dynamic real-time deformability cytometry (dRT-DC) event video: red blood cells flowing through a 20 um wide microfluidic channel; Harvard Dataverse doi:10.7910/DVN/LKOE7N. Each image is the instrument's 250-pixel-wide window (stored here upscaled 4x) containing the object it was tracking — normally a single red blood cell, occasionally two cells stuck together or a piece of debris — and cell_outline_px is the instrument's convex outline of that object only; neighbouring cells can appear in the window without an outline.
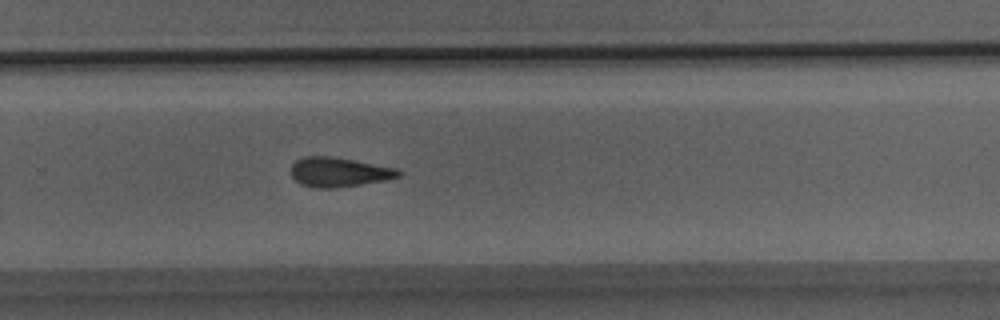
{"species": "Egyptian fruit bat (a non-hibernating species)", "species_latin": "Rousettus aegyptiacus", "temperature_condition": "room temperature", "stored_images_in_passage": 27, "camera_frame_rate_fps": 3000, "um_per_image_px": 0.085, "animal": {"sex": "male"}, "frame": {"image": 1, "passage_image": 15, "time_ms": 4.667, "image_size_px": [1000, 320], "cell_outline_px": [[404, 172], [400, 176], [388, 180], [336, 188], [312, 188], [300, 184], [288, 172], [292, 164], [296, 160], [304, 156], [332, 156], [396, 168]], "centroid_in_image_um": [28.79, 14.63], "position_along_channel_um": 301.0, "area_um2": 18.79}}
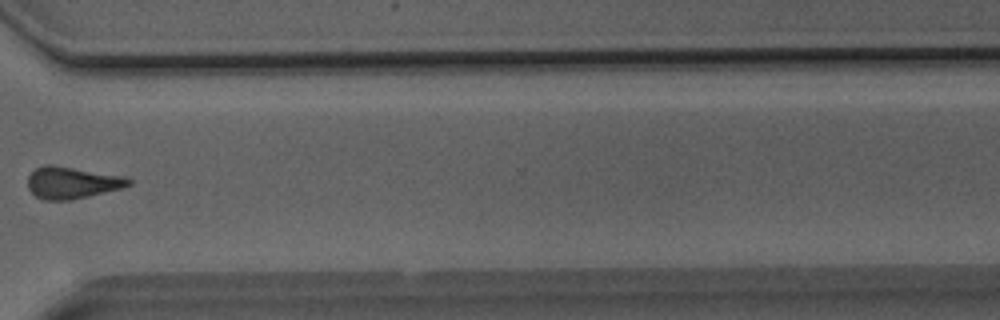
{"frame": {"image": 2, "passage_image": 18, "time_ms": 5.667, "image_size_px": [1000, 320], "cell_outline_px": [[132, 184], [124, 188], [72, 200], [44, 200], [36, 196], [28, 188], [28, 176], [36, 168], [44, 164], [52, 164], [128, 176], [132, 180]], "centroid_in_image_um": [6.18, 15.52], "position_along_channel_um": 364.4, "area_um2": 19.13}}
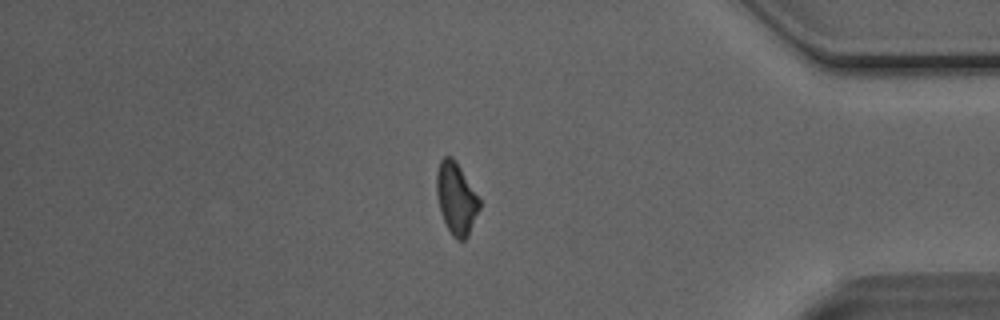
{"frame": {"image": 3, "passage_image": 21, "time_ms": 6.667, "image_size_px": [1000, 320], "cell_outline_px": [[480, 208], [468, 236], [464, 240], [456, 240], [452, 236], [440, 212], [436, 192], [436, 172], [440, 160], [444, 156], [452, 156], [460, 168], [480, 200]], "centroid_in_image_um": [38.76, 16.88], "position_along_channel_um": 396.4, "area_um2": 17.8}}